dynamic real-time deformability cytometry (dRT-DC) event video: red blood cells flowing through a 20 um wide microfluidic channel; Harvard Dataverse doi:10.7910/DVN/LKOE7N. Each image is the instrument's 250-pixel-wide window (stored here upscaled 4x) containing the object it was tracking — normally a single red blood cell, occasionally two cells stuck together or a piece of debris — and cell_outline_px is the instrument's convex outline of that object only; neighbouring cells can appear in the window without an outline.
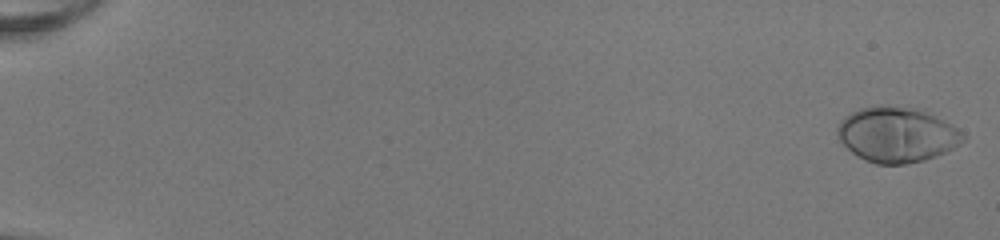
{"species": "human", "species_latin": "Homo sapiens", "temperature_condition": "room temperature", "stored_images_in_passage": 52, "camera_frame_rate_fps": 3000, "um_per_image_px": 0.085, "donor": {"sex": "female"}, "frame": {"image": 1, "passage_image": 1, "time_ms": 0.0, "image_size_px": [1000, 240], "cell_outline_px": [[964, 140], [960, 144], [936, 156], [924, 160], [904, 164], [876, 164], [864, 160], [852, 152], [840, 140], [836, 132], [836, 128], [840, 120], [844, 116], [860, 108], [880, 104], [924, 108], [952, 124], [964, 136]], "centroid_in_image_um": [76.22, 11.41], "position_along_channel_um": 8.8, "area_um2": 40.86}}
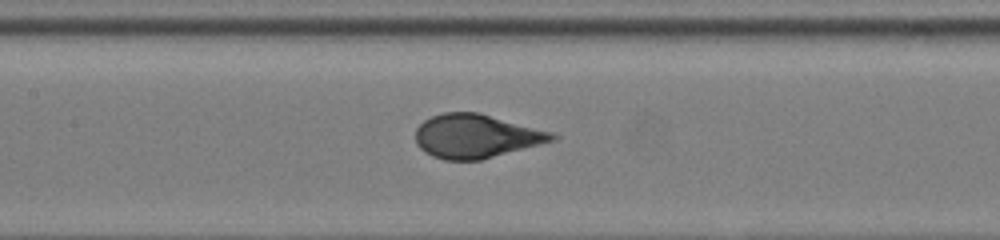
{"frame": {"image": 2, "passage_image": 27, "time_ms": 8.667, "image_size_px": [1000, 240], "cell_outline_px": [[560, 136], [556, 140], [480, 160], [444, 160], [432, 156], [424, 152], [416, 144], [416, 128], [424, 120], [432, 116], [444, 112], [480, 112], [552, 132]], "centroid_in_image_um": [40.46, 11.57], "position_along_channel_um": 166.9, "area_um2": 34.91}}
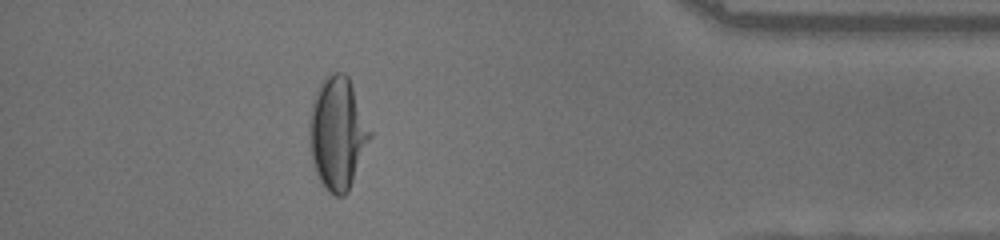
{"frame": {"image": 3, "passage_image": 47, "time_ms": 15.333, "image_size_px": [1000, 240], "cell_outline_px": [[372, 136], [348, 192], [344, 196], [336, 196], [328, 192], [324, 188], [312, 164], [308, 140], [308, 120], [312, 100], [316, 88], [324, 76], [328, 72], [344, 72], [348, 76], [372, 132]], "centroid_in_image_um": [28.65, 11.31], "position_along_channel_um": 406.5, "area_um2": 40.46}}